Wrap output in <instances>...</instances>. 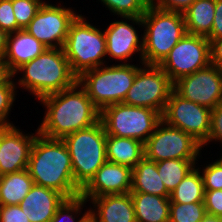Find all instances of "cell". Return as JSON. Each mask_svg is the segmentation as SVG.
<instances>
[{
    "label": "cell",
    "instance_id": "cell-1",
    "mask_svg": "<svg viewBox=\"0 0 222 222\" xmlns=\"http://www.w3.org/2000/svg\"><path fill=\"white\" fill-rule=\"evenodd\" d=\"M76 83L73 87L40 99L46 107L38 133L50 139H63L66 135L88 128L100 121L101 111L86 91ZM78 89V90H77Z\"/></svg>",
    "mask_w": 222,
    "mask_h": 222
},
{
    "label": "cell",
    "instance_id": "cell-2",
    "mask_svg": "<svg viewBox=\"0 0 222 222\" xmlns=\"http://www.w3.org/2000/svg\"><path fill=\"white\" fill-rule=\"evenodd\" d=\"M30 152L27 170L38 186L53 189L66 199L80 195L75 184L72 161L62 139H50L38 133Z\"/></svg>",
    "mask_w": 222,
    "mask_h": 222
},
{
    "label": "cell",
    "instance_id": "cell-3",
    "mask_svg": "<svg viewBox=\"0 0 222 222\" xmlns=\"http://www.w3.org/2000/svg\"><path fill=\"white\" fill-rule=\"evenodd\" d=\"M142 25L144 35L142 63L159 65L172 48L187 34L182 13L164 11L150 4L142 17H122ZM146 26V27H145ZM146 31V32H145Z\"/></svg>",
    "mask_w": 222,
    "mask_h": 222
},
{
    "label": "cell",
    "instance_id": "cell-4",
    "mask_svg": "<svg viewBox=\"0 0 222 222\" xmlns=\"http://www.w3.org/2000/svg\"><path fill=\"white\" fill-rule=\"evenodd\" d=\"M20 71L24 74L18 80L19 84L39 100L73 87L78 79L63 48H47L38 57L19 67L13 76Z\"/></svg>",
    "mask_w": 222,
    "mask_h": 222
},
{
    "label": "cell",
    "instance_id": "cell-5",
    "mask_svg": "<svg viewBox=\"0 0 222 222\" xmlns=\"http://www.w3.org/2000/svg\"><path fill=\"white\" fill-rule=\"evenodd\" d=\"M106 131L102 121L66 135L75 184L82 190L107 161Z\"/></svg>",
    "mask_w": 222,
    "mask_h": 222
},
{
    "label": "cell",
    "instance_id": "cell-6",
    "mask_svg": "<svg viewBox=\"0 0 222 222\" xmlns=\"http://www.w3.org/2000/svg\"><path fill=\"white\" fill-rule=\"evenodd\" d=\"M99 66L83 72L77 79L94 105L102 111L105 107L123 103L132 86L138 66L126 64Z\"/></svg>",
    "mask_w": 222,
    "mask_h": 222
},
{
    "label": "cell",
    "instance_id": "cell-7",
    "mask_svg": "<svg viewBox=\"0 0 222 222\" xmlns=\"http://www.w3.org/2000/svg\"><path fill=\"white\" fill-rule=\"evenodd\" d=\"M63 51L72 72L79 77L104 64L101 59L107 55L105 34L79 14L69 27Z\"/></svg>",
    "mask_w": 222,
    "mask_h": 222
},
{
    "label": "cell",
    "instance_id": "cell-8",
    "mask_svg": "<svg viewBox=\"0 0 222 222\" xmlns=\"http://www.w3.org/2000/svg\"><path fill=\"white\" fill-rule=\"evenodd\" d=\"M106 135L132 138L145 143L162 120L158 111L117 103L101 111Z\"/></svg>",
    "mask_w": 222,
    "mask_h": 222
},
{
    "label": "cell",
    "instance_id": "cell-9",
    "mask_svg": "<svg viewBox=\"0 0 222 222\" xmlns=\"http://www.w3.org/2000/svg\"><path fill=\"white\" fill-rule=\"evenodd\" d=\"M143 65L144 68L138 69L123 103L153 109L162 115L173 90V82L159 65Z\"/></svg>",
    "mask_w": 222,
    "mask_h": 222
},
{
    "label": "cell",
    "instance_id": "cell-10",
    "mask_svg": "<svg viewBox=\"0 0 222 222\" xmlns=\"http://www.w3.org/2000/svg\"><path fill=\"white\" fill-rule=\"evenodd\" d=\"M201 148L202 144L192 135L168 125L163 120L144 143L145 157L155 162L168 159H197Z\"/></svg>",
    "mask_w": 222,
    "mask_h": 222
},
{
    "label": "cell",
    "instance_id": "cell-11",
    "mask_svg": "<svg viewBox=\"0 0 222 222\" xmlns=\"http://www.w3.org/2000/svg\"><path fill=\"white\" fill-rule=\"evenodd\" d=\"M211 64L210 41L201 35L186 34L159 64L172 82Z\"/></svg>",
    "mask_w": 222,
    "mask_h": 222
},
{
    "label": "cell",
    "instance_id": "cell-12",
    "mask_svg": "<svg viewBox=\"0 0 222 222\" xmlns=\"http://www.w3.org/2000/svg\"><path fill=\"white\" fill-rule=\"evenodd\" d=\"M161 117L163 122L192 135L201 144L209 137L211 109L181 97L174 90Z\"/></svg>",
    "mask_w": 222,
    "mask_h": 222
},
{
    "label": "cell",
    "instance_id": "cell-13",
    "mask_svg": "<svg viewBox=\"0 0 222 222\" xmlns=\"http://www.w3.org/2000/svg\"><path fill=\"white\" fill-rule=\"evenodd\" d=\"M78 15L70 8L44 2L25 30L47 48H63L69 27Z\"/></svg>",
    "mask_w": 222,
    "mask_h": 222
},
{
    "label": "cell",
    "instance_id": "cell-14",
    "mask_svg": "<svg viewBox=\"0 0 222 222\" xmlns=\"http://www.w3.org/2000/svg\"><path fill=\"white\" fill-rule=\"evenodd\" d=\"M173 90L181 97L212 110L222 102V70L210 64L177 79L173 82Z\"/></svg>",
    "mask_w": 222,
    "mask_h": 222
},
{
    "label": "cell",
    "instance_id": "cell-15",
    "mask_svg": "<svg viewBox=\"0 0 222 222\" xmlns=\"http://www.w3.org/2000/svg\"><path fill=\"white\" fill-rule=\"evenodd\" d=\"M36 136H27L14 125L0 127L1 175L27 169Z\"/></svg>",
    "mask_w": 222,
    "mask_h": 222
},
{
    "label": "cell",
    "instance_id": "cell-16",
    "mask_svg": "<svg viewBox=\"0 0 222 222\" xmlns=\"http://www.w3.org/2000/svg\"><path fill=\"white\" fill-rule=\"evenodd\" d=\"M131 188L132 169L106 161L81 190L80 195L89 201L92 198L103 195L130 193Z\"/></svg>",
    "mask_w": 222,
    "mask_h": 222
},
{
    "label": "cell",
    "instance_id": "cell-17",
    "mask_svg": "<svg viewBox=\"0 0 222 222\" xmlns=\"http://www.w3.org/2000/svg\"><path fill=\"white\" fill-rule=\"evenodd\" d=\"M104 34L107 55L115 60L127 61L133 53L140 51V58L143 60V41L139 39L135 27L125 21H116L105 29Z\"/></svg>",
    "mask_w": 222,
    "mask_h": 222
},
{
    "label": "cell",
    "instance_id": "cell-18",
    "mask_svg": "<svg viewBox=\"0 0 222 222\" xmlns=\"http://www.w3.org/2000/svg\"><path fill=\"white\" fill-rule=\"evenodd\" d=\"M66 198L59 192L34 184L19 203L30 222H49Z\"/></svg>",
    "mask_w": 222,
    "mask_h": 222
},
{
    "label": "cell",
    "instance_id": "cell-19",
    "mask_svg": "<svg viewBox=\"0 0 222 222\" xmlns=\"http://www.w3.org/2000/svg\"><path fill=\"white\" fill-rule=\"evenodd\" d=\"M91 201L97 210L88 211L96 222H137L130 193L103 195Z\"/></svg>",
    "mask_w": 222,
    "mask_h": 222
},
{
    "label": "cell",
    "instance_id": "cell-20",
    "mask_svg": "<svg viewBox=\"0 0 222 222\" xmlns=\"http://www.w3.org/2000/svg\"><path fill=\"white\" fill-rule=\"evenodd\" d=\"M47 47L30 35L25 29L9 33L6 52L3 57L13 75L22 65L42 54Z\"/></svg>",
    "mask_w": 222,
    "mask_h": 222
},
{
    "label": "cell",
    "instance_id": "cell-21",
    "mask_svg": "<svg viewBox=\"0 0 222 222\" xmlns=\"http://www.w3.org/2000/svg\"><path fill=\"white\" fill-rule=\"evenodd\" d=\"M137 222L169 221L170 196L130 192Z\"/></svg>",
    "mask_w": 222,
    "mask_h": 222
},
{
    "label": "cell",
    "instance_id": "cell-22",
    "mask_svg": "<svg viewBox=\"0 0 222 222\" xmlns=\"http://www.w3.org/2000/svg\"><path fill=\"white\" fill-rule=\"evenodd\" d=\"M107 161L133 169L145 156L144 143L132 138L106 137Z\"/></svg>",
    "mask_w": 222,
    "mask_h": 222
},
{
    "label": "cell",
    "instance_id": "cell-23",
    "mask_svg": "<svg viewBox=\"0 0 222 222\" xmlns=\"http://www.w3.org/2000/svg\"><path fill=\"white\" fill-rule=\"evenodd\" d=\"M131 192L170 196L158 174L156 162L147 159L145 156L132 169Z\"/></svg>",
    "mask_w": 222,
    "mask_h": 222
},
{
    "label": "cell",
    "instance_id": "cell-24",
    "mask_svg": "<svg viewBox=\"0 0 222 222\" xmlns=\"http://www.w3.org/2000/svg\"><path fill=\"white\" fill-rule=\"evenodd\" d=\"M27 169L0 176V205H19L34 186Z\"/></svg>",
    "mask_w": 222,
    "mask_h": 222
},
{
    "label": "cell",
    "instance_id": "cell-25",
    "mask_svg": "<svg viewBox=\"0 0 222 222\" xmlns=\"http://www.w3.org/2000/svg\"><path fill=\"white\" fill-rule=\"evenodd\" d=\"M215 0H196L183 13L187 34L207 37L213 26Z\"/></svg>",
    "mask_w": 222,
    "mask_h": 222
},
{
    "label": "cell",
    "instance_id": "cell-26",
    "mask_svg": "<svg viewBox=\"0 0 222 222\" xmlns=\"http://www.w3.org/2000/svg\"><path fill=\"white\" fill-rule=\"evenodd\" d=\"M199 168L195 167L183 178L170 193V203L204 202V182Z\"/></svg>",
    "mask_w": 222,
    "mask_h": 222
},
{
    "label": "cell",
    "instance_id": "cell-27",
    "mask_svg": "<svg viewBox=\"0 0 222 222\" xmlns=\"http://www.w3.org/2000/svg\"><path fill=\"white\" fill-rule=\"evenodd\" d=\"M195 160L197 159H168L156 162L158 174L169 193L195 167Z\"/></svg>",
    "mask_w": 222,
    "mask_h": 222
},
{
    "label": "cell",
    "instance_id": "cell-28",
    "mask_svg": "<svg viewBox=\"0 0 222 222\" xmlns=\"http://www.w3.org/2000/svg\"><path fill=\"white\" fill-rule=\"evenodd\" d=\"M205 215L204 202L170 203V222H200Z\"/></svg>",
    "mask_w": 222,
    "mask_h": 222
},
{
    "label": "cell",
    "instance_id": "cell-29",
    "mask_svg": "<svg viewBox=\"0 0 222 222\" xmlns=\"http://www.w3.org/2000/svg\"><path fill=\"white\" fill-rule=\"evenodd\" d=\"M111 12L121 17H142L151 0H101Z\"/></svg>",
    "mask_w": 222,
    "mask_h": 222
},
{
    "label": "cell",
    "instance_id": "cell-30",
    "mask_svg": "<svg viewBox=\"0 0 222 222\" xmlns=\"http://www.w3.org/2000/svg\"><path fill=\"white\" fill-rule=\"evenodd\" d=\"M43 3L41 0H12L17 31L25 29L29 25Z\"/></svg>",
    "mask_w": 222,
    "mask_h": 222
},
{
    "label": "cell",
    "instance_id": "cell-31",
    "mask_svg": "<svg viewBox=\"0 0 222 222\" xmlns=\"http://www.w3.org/2000/svg\"><path fill=\"white\" fill-rule=\"evenodd\" d=\"M87 200L83 198L81 195L74 197V198H68L65 199L64 202L57 208L56 213L54 217L49 221V222H64L65 219H69L68 221L75 222L74 214L80 213L81 207H83L84 203H86ZM89 211H86L85 214H83V217L79 218L77 222H80L87 214Z\"/></svg>",
    "mask_w": 222,
    "mask_h": 222
},
{
    "label": "cell",
    "instance_id": "cell-32",
    "mask_svg": "<svg viewBox=\"0 0 222 222\" xmlns=\"http://www.w3.org/2000/svg\"><path fill=\"white\" fill-rule=\"evenodd\" d=\"M11 75L3 84H0V127L12 126L6 118L15 101L16 84L11 79Z\"/></svg>",
    "mask_w": 222,
    "mask_h": 222
},
{
    "label": "cell",
    "instance_id": "cell-33",
    "mask_svg": "<svg viewBox=\"0 0 222 222\" xmlns=\"http://www.w3.org/2000/svg\"><path fill=\"white\" fill-rule=\"evenodd\" d=\"M202 178L205 190H222V157L203 169Z\"/></svg>",
    "mask_w": 222,
    "mask_h": 222
},
{
    "label": "cell",
    "instance_id": "cell-34",
    "mask_svg": "<svg viewBox=\"0 0 222 222\" xmlns=\"http://www.w3.org/2000/svg\"><path fill=\"white\" fill-rule=\"evenodd\" d=\"M0 29L8 33L17 31L12 0H0Z\"/></svg>",
    "mask_w": 222,
    "mask_h": 222
},
{
    "label": "cell",
    "instance_id": "cell-35",
    "mask_svg": "<svg viewBox=\"0 0 222 222\" xmlns=\"http://www.w3.org/2000/svg\"><path fill=\"white\" fill-rule=\"evenodd\" d=\"M206 214L222 217V190H205Z\"/></svg>",
    "mask_w": 222,
    "mask_h": 222
},
{
    "label": "cell",
    "instance_id": "cell-36",
    "mask_svg": "<svg viewBox=\"0 0 222 222\" xmlns=\"http://www.w3.org/2000/svg\"><path fill=\"white\" fill-rule=\"evenodd\" d=\"M212 140H219L222 143V102L211 110L210 134L202 147Z\"/></svg>",
    "mask_w": 222,
    "mask_h": 222
},
{
    "label": "cell",
    "instance_id": "cell-37",
    "mask_svg": "<svg viewBox=\"0 0 222 222\" xmlns=\"http://www.w3.org/2000/svg\"><path fill=\"white\" fill-rule=\"evenodd\" d=\"M0 222H30L25 208L19 205H0Z\"/></svg>",
    "mask_w": 222,
    "mask_h": 222
},
{
    "label": "cell",
    "instance_id": "cell-38",
    "mask_svg": "<svg viewBox=\"0 0 222 222\" xmlns=\"http://www.w3.org/2000/svg\"><path fill=\"white\" fill-rule=\"evenodd\" d=\"M194 1L196 0H151V4L164 11L183 14Z\"/></svg>",
    "mask_w": 222,
    "mask_h": 222
},
{
    "label": "cell",
    "instance_id": "cell-39",
    "mask_svg": "<svg viewBox=\"0 0 222 222\" xmlns=\"http://www.w3.org/2000/svg\"><path fill=\"white\" fill-rule=\"evenodd\" d=\"M220 37H222V0H215L212 31L206 38L211 41Z\"/></svg>",
    "mask_w": 222,
    "mask_h": 222
},
{
    "label": "cell",
    "instance_id": "cell-40",
    "mask_svg": "<svg viewBox=\"0 0 222 222\" xmlns=\"http://www.w3.org/2000/svg\"><path fill=\"white\" fill-rule=\"evenodd\" d=\"M211 64L222 70V37L210 41Z\"/></svg>",
    "mask_w": 222,
    "mask_h": 222
},
{
    "label": "cell",
    "instance_id": "cell-41",
    "mask_svg": "<svg viewBox=\"0 0 222 222\" xmlns=\"http://www.w3.org/2000/svg\"><path fill=\"white\" fill-rule=\"evenodd\" d=\"M11 75L4 59L0 57V84H3Z\"/></svg>",
    "mask_w": 222,
    "mask_h": 222
},
{
    "label": "cell",
    "instance_id": "cell-42",
    "mask_svg": "<svg viewBox=\"0 0 222 222\" xmlns=\"http://www.w3.org/2000/svg\"><path fill=\"white\" fill-rule=\"evenodd\" d=\"M9 33L0 29V57L3 58L6 52Z\"/></svg>",
    "mask_w": 222,
    "mask_h": 222
},
{
    "label": "cell",
    "instance_id": "cell-43",
    "mask_svg": "<svg viewBox=\"0 0 222 222\" xmlns=\"http://www.w3.org/2000/svg\"><path fill=\"white\" fill-rule=\"evenodd\" d=\"M200 222H222V217L206 214Z\"/></svg>",
    "mask_w": 222,
    "mask_h": 222
},
{
    "label": "cell",
    "instance_id": "cell-44",
    "mask_svg": "<svg viewBox=\"0 0 222 222\" xmlns=\"http://www.w3.org/2000/svg\"><path fill=\"white\" fill-rule=\"evenodd\" d=\"M80 222H96V220L88 213Z\"/></svg>",
    "mask_w": 222,
    "mask_h": 222
}]
</instances>
